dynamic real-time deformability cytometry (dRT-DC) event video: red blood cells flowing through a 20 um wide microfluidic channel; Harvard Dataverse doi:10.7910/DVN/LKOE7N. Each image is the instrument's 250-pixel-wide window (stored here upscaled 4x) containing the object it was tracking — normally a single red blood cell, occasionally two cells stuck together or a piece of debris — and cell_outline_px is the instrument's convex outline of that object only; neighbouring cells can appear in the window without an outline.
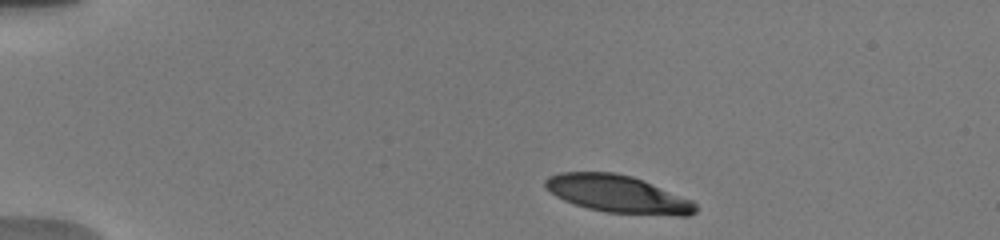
{"species": "human", "species_latin": "Homo sapiens", "temperature_condition": "warm", "stored_images_in_passage": 17, "camera_frame_rate_fps": 3000, "um_per_image_px": 0.085, "donor": {"sex": "male"}, "frame": {"image": 1, "passage_image": 4, "time_ms": 0.667, "image_size_px": [1000, 240], "cell_outline_px": [[696, 212], [688, 216], [676, 216], [604, 212], [588, 208], [564, 200], [556, 196], [544, 188], [544, 180], [548, 176], [560, 172], [616, 172], [632, 176], [644, 180], [692, 200], [696, 204]], "centroid_in_image_um": [52.51, 16.49], "position_along_channel_um": 32.5, "area_um2": 33.06}}
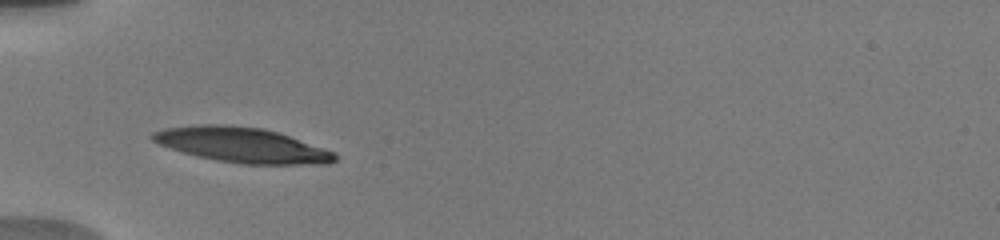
{"frame": {"image": 2, "passage_image": 12, "time_ms": 3.333, "image_size_px": [1000, 240], "cell_outline_px": [[336, 160], [328, 164], [244, 164], [196, 156], [160, 144], [152, 140], [148, 136], [152, 132], [164, 128], [196, 124], [228, 124], [264, 128], [280, 132], [332, 152], [336, 156]], "centroid_in_image_um": [20.53, 12.3], "position_along_channel_um": 64.5, "area_um2": 37.05}}
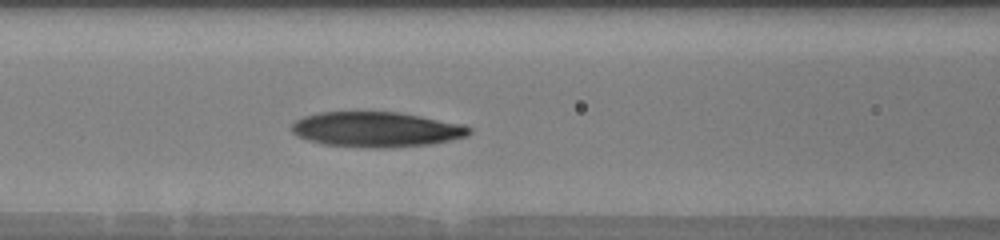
{"frame": {"image": 3, "passage_image": 17, "time_ms": 5.333, "image_size_px": [1000, 240], "cell_outline_px": [[472, 132], [468, 136], [452, 140], [432, 144], [392, 148], [364, 148], [324, 144], [308, 140], [296, 136], [292, 132], [292, 124], [296, 120], [304, 116], [320, 112], [396, 112], [420, 116], [464, 124], [472, 128]], "centroid_in_image_um": [32.02, 11.01], "position_along_channel_um": 134.6, "area_um2": 36.7}}